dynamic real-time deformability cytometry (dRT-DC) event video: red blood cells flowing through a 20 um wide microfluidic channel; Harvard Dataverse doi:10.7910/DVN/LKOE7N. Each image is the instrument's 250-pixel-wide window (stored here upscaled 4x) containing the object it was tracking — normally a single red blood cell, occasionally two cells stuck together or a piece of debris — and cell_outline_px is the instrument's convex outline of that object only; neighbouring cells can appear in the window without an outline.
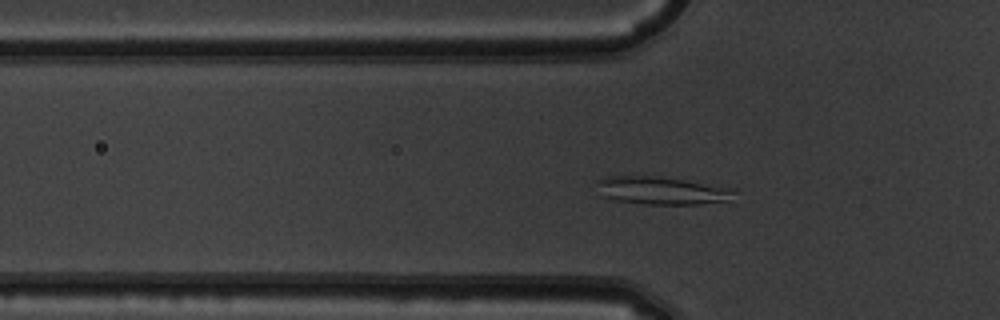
{"species": "common noctule bat (a hibernating species)", "species_latin": "Nyctalus noctula", "temperature_condition": "warm", "stored_images_in_passage": 49, "camera_frame_rate_fps": 3000, "um_per_image_px": 0.085, "animal": {"sex": "male", "body_mass_g": 19.5, "forearm_length_mm": 54.6}, "frame": {"image": 1, "passage_image": 14, "time_ms": 4.333, "image_size_px": [1000, 320], "cell_outline_px": [[736, 192], [728, 200], [700, 204], [644, 204], [616, 200], [604, 196], [596, 180], [604, 176], [632, 172], [684, 180], [728, 188]], "centroid_in_image_um": [56.11, 16.15], "position_along_channel_um": 69.7, "area_um2": 22.54}}
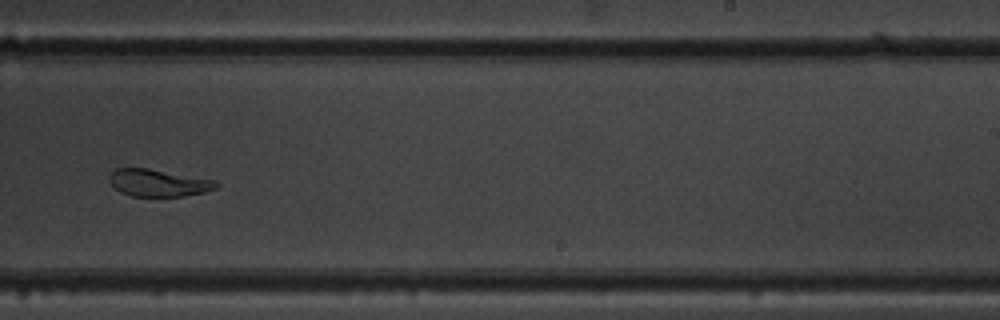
{"frame": {"image": 2, "passage_image": 30, "time_ms": 9.667, "image_size_px": [1000, 320], "cell_outline_px": [[220, 184], [216, 188], [204, 192], [184, 196], [132, 196], [120, 192], [108, 180], [108, 176], [116, 168], [148, 168], [212, 180]], "centroid_in_image_um": [13.42, 15.54], "position_along_channel_um": 275.6, "area_um2": 16.7}}
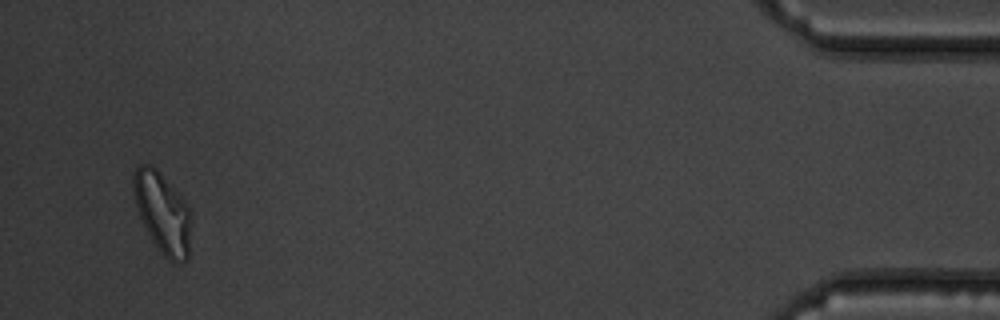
{"frame": {"image": 3, "passage_image": 47, "time_ms": 15.333, "image_size_px": [1000, 320], "cell_outline_px": [[192, 224], [188, 260], [176, 264], [172, 264], [160, 252], [152, 240], [136, 208], [132, 188], [132, 172], [140, 164], [152, 164], [160, 172], [188, 204]], "centroid_in_image_um": [13.83, 18.1], "position_along_channel_um": 421.4, "area_um2": 27.69}, "authors_computed_cell_mechanics": {"area_um2": 22.253, "velocity_mm_per_s": 3.8706, "shape_relaxation_time_tau1_ms": 5.7842, "shape_relaxation_time_tau2_ms": 1.4877, "deformation_change_tau1": 0.1678, "deformation_change_tau2": 0.0543}}